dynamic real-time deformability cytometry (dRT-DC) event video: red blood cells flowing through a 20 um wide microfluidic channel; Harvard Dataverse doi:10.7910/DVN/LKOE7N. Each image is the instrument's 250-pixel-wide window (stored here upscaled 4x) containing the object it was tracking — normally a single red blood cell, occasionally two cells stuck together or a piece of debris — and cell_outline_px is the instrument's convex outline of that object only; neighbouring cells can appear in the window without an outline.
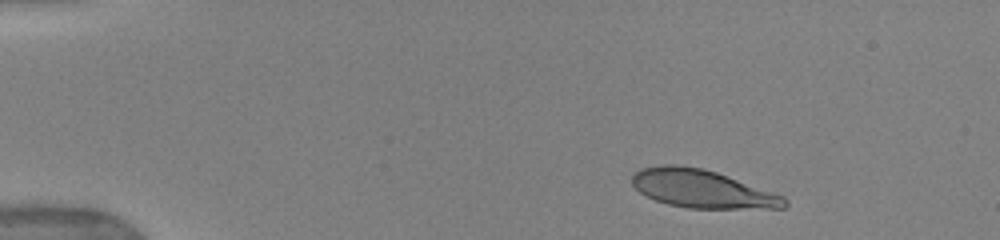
{"species": "human", "species_latin": "Homo sapiens", "temperature_condition": "warm", "stored_images_in_passage": 12, "camera_frame_rate_fps": 3000, "um_per_image_px": 0.085, "donor": {"sex": "female"}, "frame": {"image": 1, "passage_image": 1, "time_ms": 0.0, "image_size_px": [1000, 240], "cell_outline_px": [[788, 204], [784, 208], [688, 208], [668, 204], [656, 200], [640, 192], [632, 184], [632, 172], [640, 168], [660, 164], [676, 164], [704, 168], [716, 172], [784, 196], [788, 200]], "centroid_in_image_um": [59.65, 16.03], "position_along_channel_um": 25.4, "area_um2": 33.81}}
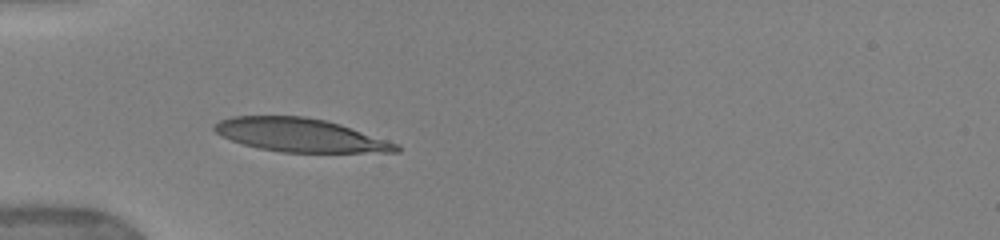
{"frame": {"image": 2, "passage_image": 6, "time_ms": 3.0, "image_size_px": [1000, 240], "cell_outline_px": [[400, 152], [280, 152], [260, 148], [244, 144], [232, 140], [216, 132], [212, 128], [212, 124], [220, 120], [232, 116], [304, 116], [324, 120], [340, 124], [400, 144]], "centroid_in_image_um": [25.53, 11.48], "position_along_channel_um": 59.5, "area_um2": 35.26}}